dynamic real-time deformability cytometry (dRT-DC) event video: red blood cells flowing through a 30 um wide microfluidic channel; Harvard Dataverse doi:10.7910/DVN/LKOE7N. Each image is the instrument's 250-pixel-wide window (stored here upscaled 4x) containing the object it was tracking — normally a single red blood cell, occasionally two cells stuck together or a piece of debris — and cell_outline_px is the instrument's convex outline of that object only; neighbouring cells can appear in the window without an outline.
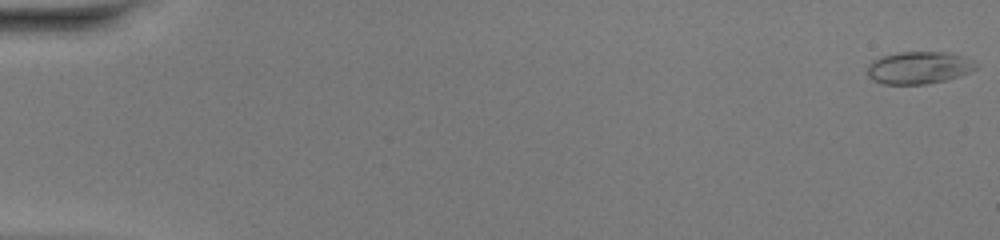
{"species": "common noctule bat (a hibernating species)", "species_latin": "Nyctalus noctula", "temperature_condition": "warm", "stored_images_in_passage": 6, "camera_frame_rate_fps": 3000, "um_per_image_px": 0.085, "animal": {"sex": "female", "body_mass_g": 20.0, "forearm_length_mm": 54.0}, "frame": {"image": 1, "passage_image": 1, "time_ms": 0.0, "image_size_px": [1000, 240], "cell_outline_px": [[976, 68], [960, 76], [944, 80], [924, 84], [884, 84], [872, 80], [868, 76], [868, 64], [872, 60], [880, 56], [900, 52], [944, 52], [964, 56], [972, 60], [976, 64]], "centroid_in_image_um": [78.06, 5.75], "position_along_channel_um": 6.9, "area_um2": 20.4}}